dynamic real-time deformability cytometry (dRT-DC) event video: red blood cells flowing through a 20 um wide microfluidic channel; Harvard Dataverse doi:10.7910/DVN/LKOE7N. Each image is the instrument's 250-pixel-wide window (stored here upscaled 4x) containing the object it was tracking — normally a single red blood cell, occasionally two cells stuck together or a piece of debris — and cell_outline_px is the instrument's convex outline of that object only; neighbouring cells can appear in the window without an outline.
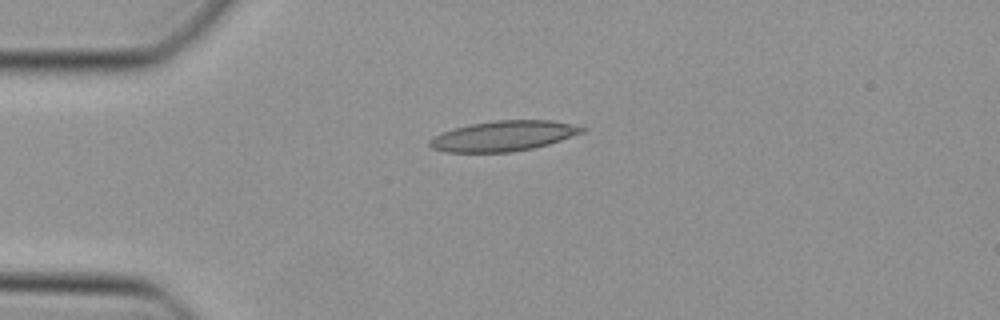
{"species": "Egyptian fruit bat (a non-hibernating species)", "species_latin": "Rousettus aegyptiacus", "temperature_condition": "cold", "stored_images_in_passage": 37, "camera_frame_rate_fps": 3000, "um_per_image_px": 0.085, "animal": {"sex": "female"}, "frame": {"image": 1, "passage_image": 1, "time_ms": 0.0, "image_size_px": [1000, 320], "cell_outline_px": [[584, 132], [548, 144], [532, 148], [512, 152], [444, 152], [432, 148], [428, 144], [428, 140], [444, 132], [456, 128], [472, 124], [496, 120], [552, 120], [584, 128]], "centroid_in_image_um": [42.76, 11.56], "position_along_channel_um": 42.2, "area_um2": 26.41}}
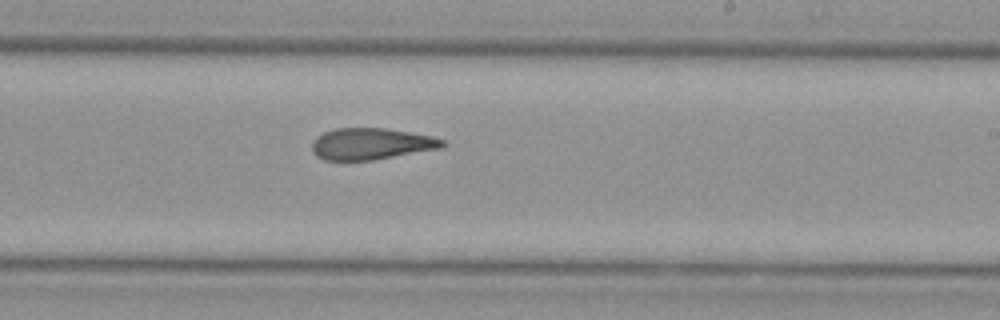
{"frame": {"image": 2, "passage_image": 18, "time_ms": 5.667, "image_size_px": [1000, 320], "cell_outline_px": [[448, 144], [444, 148], [372, 160], [324, 160], [316, 156], [312, 152], [312, 144], [316, 136], [324, 132], [336, 128], [384, 128], [432, 136], [444, 140]], "centroid_in_image_um": [31.57, 12.23], "position_along_channel_um": 257.4, "area_um2": 24.1}}
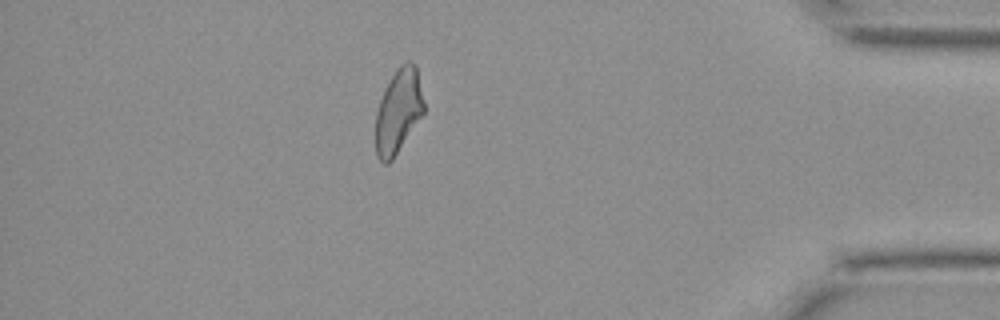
{"frame": {"image": 3, "passage_image": 31, "time_ms": 10.0, "image_size_px": [1000, 320], "cell_outline_px": [[424, 112], [392, 160], [388, 164], [384, 164], [376, 156], [376, 112], [380, 100], [396, 68], [400, 64], [408, 60], [412, 60], [416, 64], [424, 104]], "centroid_in_image_um": [33.86, 9.43], "position_along_channel_um": 401.3, "area_um2": 23.47}}